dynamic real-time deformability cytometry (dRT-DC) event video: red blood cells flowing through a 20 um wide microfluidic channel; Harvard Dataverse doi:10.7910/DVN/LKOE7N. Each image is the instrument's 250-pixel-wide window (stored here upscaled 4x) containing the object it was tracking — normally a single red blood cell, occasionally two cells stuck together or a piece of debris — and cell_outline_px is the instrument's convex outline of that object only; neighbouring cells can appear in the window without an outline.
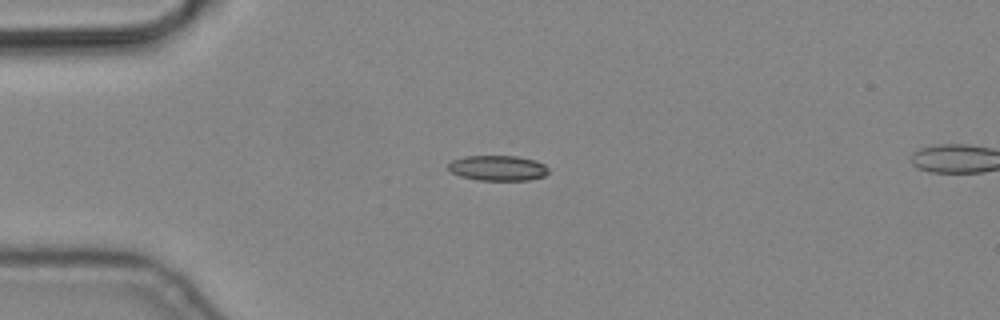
{"species": "common noctule bat (a hibernating species)", "species_latin": "Nyctalus noctula", "temperature_condition": "cold", "stored_images_in_passage": 2, "camera_frame_rate_fps": 3000, "um_per_image_px": 0.085, "animal": {"sex": "male", "body_mass_g": 19.2, "forearm_length_mm": 51.8}, "frame": {"image": 1, "passage_image": 1, "time_ms": 0.0, "image_size_px": [1000, 320], "cell_outline_px": [[548, 172], [544, 176], [528, 180], [476, 180], [460, 176], [452, 172], [448, 168], [448, 164], [452, 160], [464, 156], [516, 156], [536, 160], [544, 164], [548, 168]], "centroid_in_image_um": [42.31, 14.28], "position_along_channel_um": 42.7, "area_um2": 14.8}}